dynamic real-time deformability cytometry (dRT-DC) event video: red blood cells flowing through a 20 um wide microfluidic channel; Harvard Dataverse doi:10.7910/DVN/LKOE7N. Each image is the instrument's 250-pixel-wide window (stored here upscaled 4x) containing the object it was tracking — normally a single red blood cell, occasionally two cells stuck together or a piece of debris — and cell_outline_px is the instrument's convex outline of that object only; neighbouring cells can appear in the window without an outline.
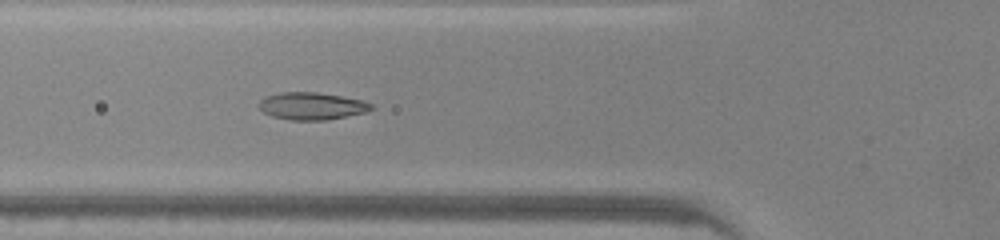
{"species": "common noctule bat (a hibernating species)", "species_latin": "Nyctalus noctula", "temperature_condition": "warm", "stored_images_in_passage": 47, "camera_frame_rate_fps": 3000, "um_per_image_px": 0.085, "animal": {"sex": "male", "body_mass_g": 20.0, "forearm_length_mm": 53.3}, "frame": {"image": 1, "passage_image": 16, "time_ms": 5.0, "image_size_px": [1000, 240], "cell_outline_px": [[376, 108], [364, 112], [328, 120], [292, 120], [272, 116], [264, 112], [260, 108], [260, 100], [264, 96], [280, 92], [316, 92], [340, 96], [360, 100], [372, 104]], "centroid_in_image_um": [26.49, 9.01], "position_along_channel_um": 99.3, "area_um2": 17.74}}
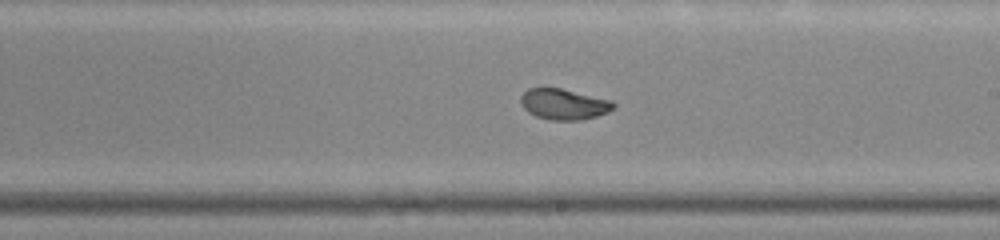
{"frame": {"image": 2, "passage_image": 26, "time_ms": 8.333, "image_size_px": [1000, 240], "cell_outline_px": [[616, 104], [608, 112], [596, 116], [580, 120], [548, 120], [536, 116], [528, 112], [520, 104], [520, 96], [528, 88], [560, 88], [612, 100]], "centroid_in_image_um": [47.9, 8.86], "position_along_channel_um": 241.1, "area_um2": 16.65}}
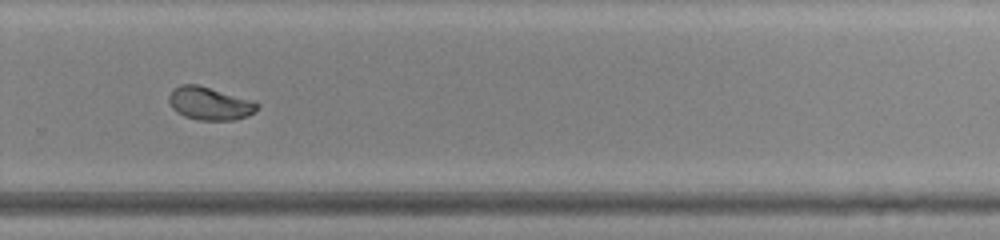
{"frame": {"image": 3, "passage_image": 31, "time_ms": 10.0, "image_size_px": [1000, 240], "cell_outline_px": [[260, 104], [256, 112], [248, 116], [232, 120], [196, 120], [184, 116], [176, 112], [172, 108], [168, 100], [168, 96], [172, 88], [180, 84], [200, 84], [256, 100]], "centroid_in_image_um": [17.85, 8.77], "position_along_channel_um": 311.9, "area_um2": 17.63}, "authors_computed_cell_mechanics": {"area_um2": 17.5712, "velocity_mm_per_s": 4.2645, "shape_relaxation_time_tau1_ms": 4.8253, "shape_relaxation_time_tau2_ms": null, "deformation_change_tau1": 0.187, "deformation_change_tau2": null}}